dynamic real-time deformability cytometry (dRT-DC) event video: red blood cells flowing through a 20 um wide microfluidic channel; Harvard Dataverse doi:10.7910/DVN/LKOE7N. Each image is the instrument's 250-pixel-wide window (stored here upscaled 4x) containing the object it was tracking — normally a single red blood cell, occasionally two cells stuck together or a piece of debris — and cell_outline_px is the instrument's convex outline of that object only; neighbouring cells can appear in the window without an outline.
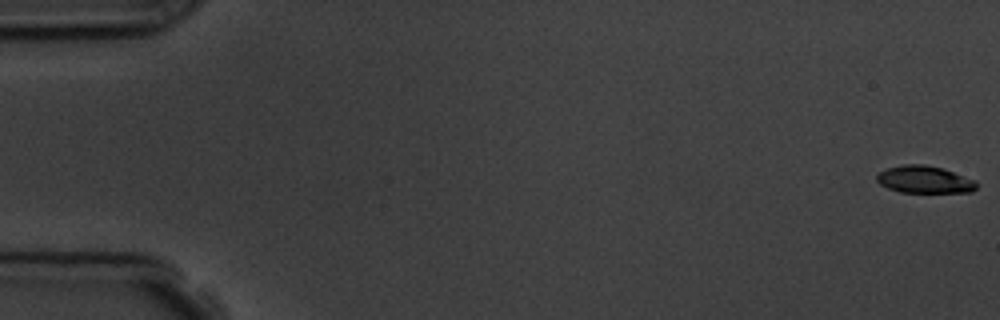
{"species": "common noctule bat (a hibernating species)", "species_latin": "Nyctalus noctula", "temperature_condition": "room temperature", "stored_images_in_passage": 4, "camera_frame_rate_fps": 3000, "um_per_image_px": 0.085, "animal": {"sex": "male", "body_mass_g": 19.5, "forearm_length_mm": 54.6}, "frame": {"image": 1, "passage_image": 1, "time_ms": 0.0, "image_size_px": [1000, 320], "cell_outline_px": [[980, 184], [972, 192], [900, 192], [888, 188], [880, 184], [876, 180], [876, 176], [880, 172], [888, 168], [904, 164], [924, 164], [944, 168], [976, 180]], "centroid_in_image_um": [78.63, 15.26], "position_along_channel_um": 6.4, "area_um2": 16.01}}
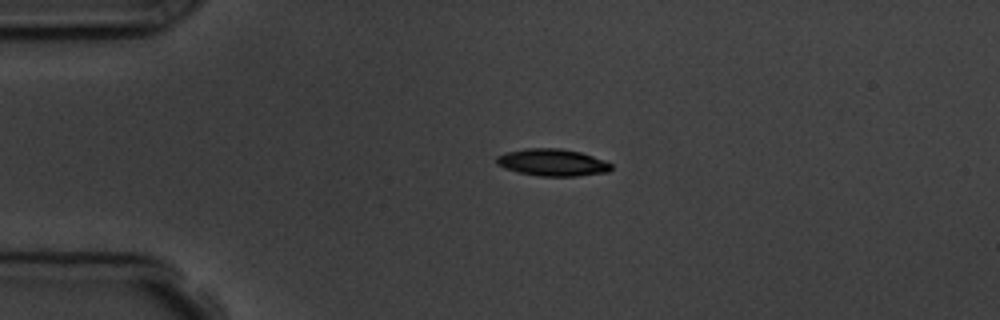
{"frame": {"image": 2, "passage_image": 4, "time_ms": 4.0, "image_size_px": [1000, 320], "cell_outline_px": [[612, 168], [608, 172], [576, 176], [536, 176], [516, 172], [504, 168], [496, 164], [496, 156], [508, 152], [528, 148], [560, 148], [580, 152], [604, 160], [612, 164]], "centroid_in_image_um": [46.94, 13.82], "position_along_channel_um": 38.1, "area_um2": 18.15}}